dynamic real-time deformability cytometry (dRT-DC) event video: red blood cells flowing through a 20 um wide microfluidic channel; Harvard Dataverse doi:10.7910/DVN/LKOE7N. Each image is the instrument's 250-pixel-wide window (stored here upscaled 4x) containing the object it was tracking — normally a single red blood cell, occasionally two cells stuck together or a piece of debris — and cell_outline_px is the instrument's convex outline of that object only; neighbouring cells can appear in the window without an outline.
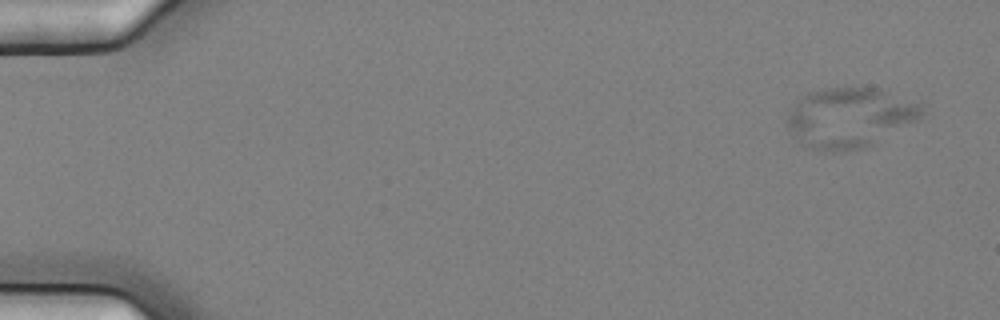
{"species": "common noctule bat (a hibernating species)", "species_latin": "Nyctalus noctula", "temperature_condition": "cold", "stored_images_in_passage": 6, "camera_frame_rate_fps": 3000, "um_per_image_px": 0.085, "animal": {"sex": "female", "body_mass_g": 25.1}, "frame": {"image": 1, "passage_image": 1, "time_ms": 0.0, "image_size_px": [1000, 320], "cell_outline_px": [[924, 112], [916, 120], [872, 144], [864, 148], [844, 152], [820, 152], [804, 148], [800, 144], [788, 128], [788, 116], [796, 100], [808, 92], [824, 88], [844, 84], [880, 88], [920, 104]], "centroid_in_image_um": [72.16, 9.98], "position_along_channel_um": 12.8, "area_um2": 47.86}}